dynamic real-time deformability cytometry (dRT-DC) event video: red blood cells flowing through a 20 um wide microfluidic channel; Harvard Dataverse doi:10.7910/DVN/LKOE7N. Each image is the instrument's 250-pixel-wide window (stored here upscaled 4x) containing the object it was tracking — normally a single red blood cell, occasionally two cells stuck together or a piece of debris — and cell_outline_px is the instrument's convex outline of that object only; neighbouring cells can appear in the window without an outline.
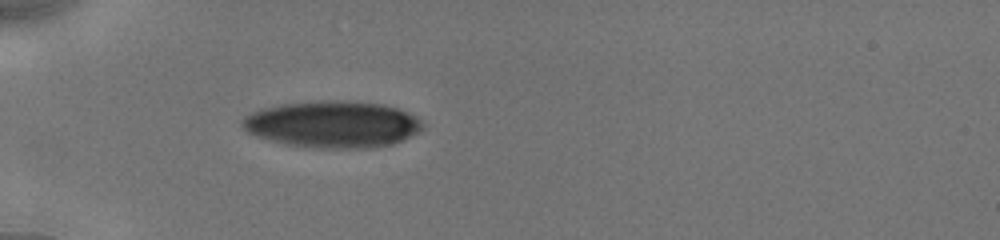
{"species": "human", "species_latin": "Homo sapiens", "temperature_condition": "cold", "stored_images_in_passage": 34, "camera_frame_rate_fps": 3000, "um_per_image_px": 0.085, "donor": {"sex": "male"}, "frame": {"image": 1, "passage_image": 1, "time_ms": 0.0, "image_size_px": [1000, 240], "cell_outline_px": [[424, 124], [416, 132], [404, 140], [392, 144], [376, 148], [320, 148], [288, 144], [256, 136], [248, 132], [240, 124], [240, 120], [244, 116], [252, 112], [264, 108], [284, 104], [320, 100], [336, 100], [384, 104], [400, 108], [416, 116]], "centroid_in_image_um": [28.29, 10.56], "position_along_channel_um": 56.7, "area_um2": 49.07}}
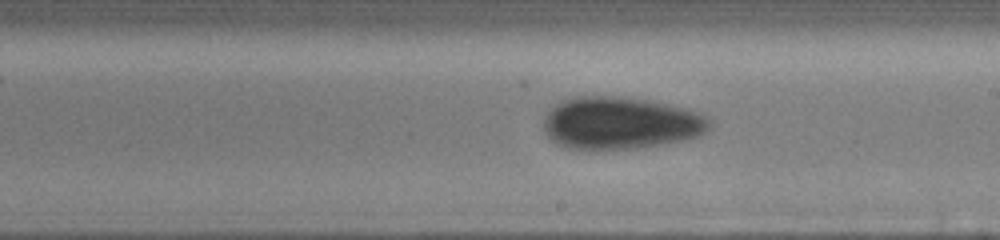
{"frame": {"image": 2, "passage_image": 15, "time_ms": 5.0, "image_size_px": [1000, 240], "cell_outline_px": [[712, 128], [700, 136], [688, 140], [636, 148], [568, 148], [556, 144], [544, 132], [544, 112], [560, 100], [572, 96], [620, 96], [648, 100], [688, 108], [700, 112], [708, 116], [712, 120]], "centroid_in_image_um": [52.78, 10.43], "position_along_channel_um": 236.2, "area_um2": 51.38}}
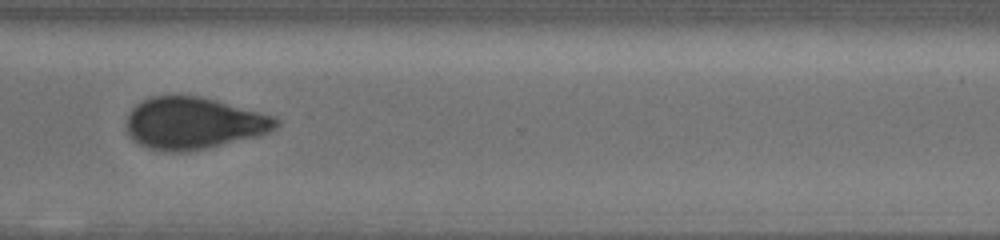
{"frame": {"image": 3, "passage_image": 33, "time_ms": 8.0, "image_size_px": [1000, 240], "cell_outline_px": [[280, 124], [276, 128], [260, 136], [208, 148], [188, 152], [164, 152], [148, 148], [132, 140], [128, 132], [128, 112], [136, 104], [152, 96], [200, 96], [216, 100], [276, 116], [280, 120]], "centroid_in_image_um": [16.5, 10.49], "position_along_channel_um": 354.1, "area_um2": 45.55}}